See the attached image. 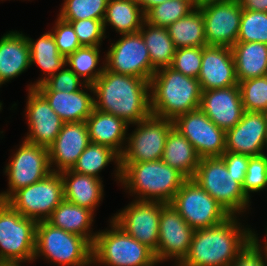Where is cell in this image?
I'll list each match as a JSON object with an SVG mask.
<instances>
[{
  "label": "cell",
  "mask_w": 267,
  "mask_h": 266,
  "mask_svg": "<svg viewBox=\"0 0 267 266\" xmlns=\"http://www.w3.org/2000/svg\"><path fill=\"white\" fill-rule=\"evenodd\" d=\"M94 108L123 119L128 125L151 114L150 82L104 69L92 84Z\"/></svg>",
  "instance_id": "obj_1"
},
{
  "label": "cell",
  "mask_w": 267,
  "mask_h": 266,
  "mask_svg": "<svg viewBox=\"0 0 267 266\" xmlns=\"http://www.w3.org/2000/svg\"><path fill=\"white\" fill-rule=\"evenodd\" d=\"M241 224L239 216H231L217 226L194 230L189 252L179 265L229 266L253 238V230Z\"/></svg>",
  "instance_id": "obj_2"
},
{
  "label": "cell",
  "mask_w": 267,
  "mask_h": 266,
  "mask_svg": "<svg viewBox=\"0 0 267 266\" xmlns=\"http://www.w3.org/2000/svg\"><path fill=\"white\" fill-rule=\"evenodd\" d=\"M200 82L170 67L158 69L150 80L151 114L174 120L200 108Z\"/></svg>",
  "instance_id": "obj_3"
},
{
  "label": "cell",
  "mask_w": 267,
  "mask_h": 266,
  "mask_svg": "<svg viewBox=\"0 0 267 266\" xmlns=\"http://www.w3.org/2000/svg\"><path fill=\"white\" fill-rule=\"evenodd\" d=\"M121 186L135 200L171 203L187 179L162 159L132 164H120Z\"/></svg>",
  "instance_id": "obj_4"
},
{
  "label": "cell",
  "mask_w": 267,
  "mask_h": 266,
  "mask_svg": "<svg viewBox=\"0 0 267 266\" xmlns=\"http://www.w3.org/2000/svg\"><path fill=\"white\" fill-rule=\"evenodd\" d=\"M110 229L99 230L92 244V266H155L154 252L127 234L112 219Z\"/></svg>",
  "instance_id": "obj_5"
},
{
  "label": "cell",
  "mask_w": 267,
  "mask_h": 266,
  "mask_svg": "<svg viewBox=\"0 0 267 266\" xmlns=\"http://www.w3.org/2000/svg\"><path fill=\"white\" fill-rule=\"evenodd\" d=\"M39 257L57 266H92V245L84 237L39 221L33 262Z\"/></svg>",
  "instance_id": "obj_6"
},
{
  "label": "cell",
  "mask_w": 267,
  "mask_h": 266,
  "mask_svg": "<svg viewBox=\"0 0 267 266\" xmlns=\"http://www.w3.org/2000/svg\"><path fill=\"white\" fill-rule=\"evenodd\" d=\"M210 194L231 216H243L249 210V199L242 185L228 171L222 157L201 158L192 178Z\"/></svg>",
  "instance_id": "obj_7"
},
{
  "label": "cell",
  "mask_w": 267,
  "mask_h": 266,
  "mask_svg": "<svg viewBox=\"0 0 267 266\" xmlns=\"http://www.w3.org/2000/svg\"><path fill=\"white\" fill-rule=\"evenodd\" d=\"M37 223L0 201V262L33 263Z\"/></svg>",
  "instance_id": "obj_8"
},
{
  "label": "cell",
  "mask_w": 267,
  "mask_h": 266,
  "mask_svg": "<svg viewBox=\"0 0 267 266\" xmlns=\"http://www.w3.org/2000/svg\"><path fill=\"white\" fill-rule=\"evenodd\" d=\"M172 206L194 230L225 222L231 215L192 178H187L171 201Z\"/></svg>",
  "instance_id": "obj_9"
},
{
  "label": "cell",
  "mask_w": 267,
  "mask_h": 266,
  "mask_svg": "<svg viewBox=\"0 0 267 266\" xmlns=\"http://www.w3.org/2000/svg\"><path fill=\"white\" fill-rule=\"evenodd\" d=\"M64 200L61 174L50 173L46 178L15 191L6 202L22 216L46 221Z\"/></svg>",
  "instance_id": "obj_10"
},
{
  "label": "cell",
  "mask_w": 267,
  "mask_h": 266,
  "mask_svg": "<svg viewBox=\"0 0 267 266\" xmlns=\"http://www.w3.org/2000/svg\"><path fill=\"white\" fill-rule=\"evenodd\" d=\"M12 154L3 171L8 177L9 188L0 192V201H6L18 189L43 180L52 173L46 147L23 140Z\"/></svg>",
  "instance_id": "obj_11"
},
{
  "label": "cell",
  "mask_w": 267,
  "mask_h": 266,
  "mask_svg": "<svg viewBox=\"0 0 267 266\" xmlns=\"http://www.w3.org/2000/svg\"><path fill=\"white\" fill-rule=\"evenodd\" d=\"M134 125V131L127 134V145L120 164L162 159L167 135L174 127L173 120L150 114Z\"/></svg>",
  "instance_id": "obj_12"
},
{
  "label": "cell",
  "mask_w": 267,
  "mask_h": 266,
  "mask_svg": "<svg viewBox=\"0 0 267 266\" xmlns=\"http://www.w3.org/2000/svg\"><path fill=\"white\" fill-rule=\"evenodd\" d=\"M110 44L104 60L107 70L150 82L156 71L152 68L148 48L140 32L123 34L119 40Z\"/></svg>",
  "instance_id": "obj_13"
},
{
  "label": "cell",
  "mask_w": 267,
  "mask_h": 266,
  "mask_svg": "<svg viewBox=\"0 0 267 266\" xmlns=\"http://www.w3.org/2000/svg\"><path fill=\"white\" fill-rule=\"evenodd\" d=\"M197 6L203 14L207 45L232 47L243 11L239 0H212Z\"/></svg>",
  "instance_id": "obj_14"
},
{
  "label": "cell",
  "mask_w": 267,
  "mask_h": 266,
  "mask_svg": "<svg viewBox=\"0 0 267 266\" xmlns=\"http://www.w3.org/2000/svg\"><path fill=\"white\" fill-rule=\"evenodd\" d=\"M163 204V202L133 199L111 219L127 234L155 253L159 241V221Z\"/></svg>",
  "instance_id": "obj_15"
},
{
  "label": "cell",
  "mask_w": 267,
  "mask_h": 266,
  "mask_svg": "<svg viewBox=\"0 0 267 266\" xmlns=\"http://www.w3.org/2000/svg\"><path fill=\"white\" fill-rule=\"evenodd\" d=\"M173 123L200 158L221 157L226 151V131L216 126L200 108L177 116Z\"/></svg>",
  "instance_id": "obj_16"
},
{
  "label": "cell",
  "mask_w": 267,
  "mask_h": 266,
  "mask_svg": "<svg viewBox=\"0 0 267 266\" xmlns=\"http://www.w3.org/2000/svg\"><path fill=\"white\" fill-rule=\"evenodd\" d=\"M194 229L191 228L171 203H164L159 221V241L154 253L159 263L175 260L179 265L187 256Z\"/></svg>",
  "instance_id": "obj_17"
},
{
  "label": "cell",
  "mask_w": 267,
  "mask_h": 266,
  "mask_svg": "<svg viewBox=\"0 0 267 266\" xmlns=\"http://www.w3.org/2000/svg\"><path fill=\"white\" fill-rule=\"evenodd\" d=\"M26 112L29 132L25 141L49 148L65 123L36 89H28Z\"/></svg>",
  "instance_id": "obj_18"
},
{
  "label": "cell",
  "mask_w": 267,
  "mask_h": 266,
  "mask_svg": "<svg viewBox=\"0 0 267 266\" xmlns=\"http://www.w3.org/2000/svg\"><path fill=\"white\" fill-rule=\"evenodd\" d=\"M89 143L86 121L65 122L55 141L48 148L52 172L60 173L72 169Z\"/></svg>",
  "instance_id": "obj_19"
},
{
  "label": "cell",
  "mask_w": 267,
  "mask_h": 266,
  "mask_svg": "<svg viewBox=\"0 0 267 266\" xmlns=\"http://www.w3.org/2000/svg\"><path fill=\"white\" fill-rule=\"evenodd\" d=\"M200 109L219 128L235 127L245 111L239 85L202 91Z\"/></svg>",
  "instance_id": "obj_20"
},
{
  "label": "cell",
  "mask_w": 267,
  "mask_h": 266,
  "mask_svg": "<svg viewBox=\"0 0 267 266\" xmlns=\"http://www.w3.org/2000/svg\"><path fill=\"white\" fill-rule=\"evenodd\" d=\"M197 80L202 91L238 85L231 47L204 46Z\"/></svg>",
  "instance_id": "obj_21"
},
{
  "label": "cell",
  "mask_w": 267,
  "mask_h": 266,
  "mask_svg": "<svg viewBox=\"0 0 267 266\" xmlns=\"http://www.w3.org/2000/svg\"><path fill=\"white\" fill-rule=\"evenodd\" d=\"M267 133V113L244 111L239 123L226 131V151L259 156Z\"/></svg>",
  "instance_id": "obj_22"
},
{
  "label": "cell",
  "mask_w": 267,
  "mask_h": 266,
  "mask_svg": "<svg viewBox=\"0 0 267 266\" xmlns=\"http://www.w3.org/2000/svg\"><path fill=\"white\" fill-rule=\"evenodd\" d=\"M30 48L26 35L15 30L0 38V87L30 68Z\"/></svg>",
  "instance_id": "obj_23"
},
{
  "label": "cell",
  "mask_w": 267,
  "mask_h": 266,
  "mask_svg": "<svg viewBox=\"0 0 267 266\" xmlns=\"http://www.w3.org/2000/svg\"><path fill=\"white\" fill-rule=\"evenodd\" d=\"M75 92L39 91L49 102L51 108L64 122H81L91 115L94 109L92 85L85 84ZM88 91H90L88 93ZM91 94V95H90Z\"/></svg>",
  "instance_id": "obj_24"
},
{
  "label": "cell",
  "mask_w": 267,
  "mask_h": 266,
  "mask_svg": "<svg viewBox=\"0 0 267 266\" xmlns=\"http://www.w3.org/2000/svg\"><path fill=\"white\" fill-rule=\"evenodd\" d=\"M86 123L90 142L109 146L120 156L123 154L130 126L123 119L94 108Z\"/></svg>",
  "instance_id": "obj_25"
},
{
  "label": "cell",
  "mask_w": 267,
  "mask_h": 266,
  "mask_svg": "<svg viewBox=\"0 0 267 266\" xmlns=\"http://www.w3.org/2000/svg\"><path fill=\"white\" fill-rule=\"evenodd\" d=\"M64 199L81 207L96 211L103 201L104 186L102 179L78 174L71 169L60 172Z\"/></svg>",
  "instance_id": "obj_26"
},
{
  "label": "cell",
  "mask_w": 267,
  "mask_h": 266,
  "mask_svg": "<svg viewBox=\"0 0 267 266\" xmlns=\"http://www.w3.org/2000/svg\"><path fill=\"white\" fill-rule=\"evenodd\" d=\"M94 213L64 199L46 221L54 227L84 237L92 245L97 235L92 229Z\"/></svg>",
  "instance_id": "obj_27"
},
{
  "label": "cell",
  "mask_w": 267,
  "mask_h": 266,
  "mask_svg": "<svg viewBox=\"0 0 267 266\" xmlns=\"http://www.w3.org/2000/svg\"><path fill=\"white\" fill-rule=\"evenodd\" d=\"M30 48V64L37 65L44 76L39 78L33 84L30 83L28 89L35 88L36 86L45 82L52 75H55L59 70L66 66V57L61 55L58 51L54 37L48 31L35 40L26 36Z\"/></svg>",
  "instance_id": "obj_28"
},
{
  "label": "cell",
  "mask_w": 267,
  "mask_h": 266,
  "mask_svg": "<svg viewBox=\"0 0 267 266\" xmlns=\"http://www.w3.org/2000/svg\"><path fill=\"white\" fill-rule=\"evenodd\" d=\"M231 50L238 82L267 75V44L236 42Z\"/></svg>",
  "instance_id": "obj_29"
},
{
  "label": "cell",
  "mask_w": 267,
  "mask_h": 266,
  "mask_svg": "<svg viewBox=\"0 0 267 266\" xmlns=\"http://www.w3.org/2000/svg\"><path fill=\"white\" fill-rule=\"evenodd\" d=\"M200 159L194 146L173 127L167 135L162 160L186 178H193Z\"/></svg>",
  "instance_id": "obj_30"
},
{
  "label": "cell",
  "mask_w": 267,
  "mask_h": 266,
  "mask_svg": "<svg viewBox=\"0 0 267 266\" xmlns=\"http://www.w3.org/2000/svg\"><path fill=\"white\" fill-rule=\"evenodd\" d=\"M145 14L136 0H108L103 23L120 35L139 32Z\"/></svg>",
  "instance_id": "obj_31"
},
{
  "label": "cell",
  "mask_w": 267,
  "mask_h": 266,
  "mask_svg": "<svg viewBox=\"0 0 267 266\" xmlns=\"http://www.w3.org/2000/svg\"><path fill=\"white\" fill-rule=\"evenodd\" d=\"M110 162H113L116 169L113 171L116 178L115 181L120 183L121 180V156L109 146L90 142L83 153L78 157L76 164L71 169L72 171L94 176L102 179L99 174L105 167L109 166Z\"/></svg>",
  "instance_id": "obj_32"
},
{
  "label": "cell",
  "mask_w": 267,
  "mask_h": 266,
  "mask_svg": "<svg viewBox=\"0 0 267 266\" xmlns=\"http://www.w3.org/2000/svg\"><path fill=\"white\" fill-rule=\"evenodd\" d=\"M167 31L176 49L207 46L203 14L198 6L169 25Z\"/></svg>",
  "instance_id": "obj_33"
},
{
  "label": "cell",
  "mask_w": 267,
  "mask_h": 266,
  "mask_svg": "<svg viewBox=\"0 0 267 266\" xmlns=\"http://www.w3.org/2000/svg\"><path fill=\"white\" fill-rule=\"evenodd\" d=\"M139 32L148 48L152 68L157 71L164 67H170L176 47L167 28L153 26L144 21Z\"/></svg>",
  "instance_id": "obj_34"
},
{
  "label": "cell",
  "mask_w": 267,
  "mask_h": 266,
  "mask_svg": "<svg viewBox=\"0 0 267 266\" xmlns=\"http://www.w3.org/2000/svg\"><path fill=\"white\" fill-rule=\"evenodd\" d=\"M100 52V46H81L66 57V66L86 84L92 85L105 69V61L98 68Z\"/></svg>",
  "instance_id": "obj_35"
},
{
  "label": "cell",
  "mask_w": 267,
  "mask_h": 266,
  "mask_svg": "<svg viewBox=\"0 0 267 266\" xmlns=\"http://www.w3.org/2000/svg\"><path fill=\"white\" fill-rule=\"evenodd\" d=\"M197 7L194 0H167L148 9L145 14V22L167 28L172 23L188 15Z\"/></svg>",
  "instance_id": "obj_36"
},
{
  "label": "cell",
  "mask_w": 267,
  "mask_h": 266,
  "mask_svg": "<svg viewBox=\"0 0 267 266\" xmlns=\"http://www.w3.org/2000/svg\"><path fill=\"white\" fill-rule=\"evenodd\" d=\"M108 0H64L59 16L63 20H103Z\"/></svg>",
  "instance_id": "obj_37"
},
{
  "label": "cell",
  "mask_w": 267,
  "mask_h": 266,
  "mask_svg": "<svg viewBox=\"0 0 267 266\" xmlns=\"http://www.w3.org/2000/svg\"><path fill=\"white\" fill-rule=\"evenodd\" d=\"M245 111L267 113V75L239 81Z\"/></svg>",
  "instance_id": "obj_38"
},
{
  "label": "cell",
  "mask_w": 267,
  "mask_h": 266,
  "mask_svg": "<svg viewBox=\"0 0 267 266\" xmlns=\"http://www.w3.org/2000/svg\"><path fill=\"white\" fill-rule=\"evenodd\" d=\"M237 42L267 44V12L243 9Z\"/></svg>",
  "instance_id": "obj_39"
},
{
  "label": "cell",
  "mask_w": 267,
  "mask_h": 266,
  "mask_svg": "<svg viewBox=\"0 0 267 266\" xmlns=\"http://www.w3.org/2000/svg\"><path fill=\"white\" fill-rule=\"evenodd\" d=\"M267 187V157L262 154L249 159L247 172L242 184L245 195L251 199L254 192L263 191Z\"/></svg>",
  "instance_id": "obj_40"
},
{
  "label": "cell",
  "mask_w": 267,
  "mask_h": 266,
  "mask_svg": "<svg viewBox=\"0 0 267 266\" xmlns=\"http://www.w3.org/2000/svg\"><path fill=\"white\" fill-rule=\"evenodd\" d=\"M64 21L72 25L81 46H101L103 40L107 38L103 20L81 19Z\"/></svg>",
  "instance_id": "obj_41"
},
{
  "label": "cell",
  "mask_w": 267,
  "mask_h": 266,
  "mask_svg": "<svg viewBox=\"0 0 267 266\" xmlns=\"http://www.w3.org/2000/svg\"><path fill=\"white\" fill-rule=\"evenodd\" d=\"M203 47H184L175 51L170 68L183 75L198 78Z\"/></svg>",
  "instance_id": "obj_42"
},
{
  "label": "cell",
  "mask_w": 267,
  "mask_h": 266,
  "mask_svg": "<svg viewBox=\"0 0 267 266\" xmlns=\"http://www.w3.org/2000/svg\"><path fill=\"white\" fill-rule=\"evenodd\" d=\"M64 66L55 75H52L42 84L36 86L38 91L75 92L85 88V82L81 80L68 66ZM81 86V87H80Z\"/></svg>",
  "instance_id": "obj_43"
},
{
  "label": "cell",
  "mask_w": 267,
  "mask_h": 266,
  "mask_svg": "<svg viewBox=\"0 0 267 266\" xmlns=\"http://www.w3.org/2000/svg\"><path fill=\"white\" fill-rule=\"evenodd\" d=\"M56 19L55 25L50 32L54 37L59 53L67 57L69 54L79 49L81 44L78 41L72 25L59 16H57Z\"/></svg>",
  "instance_id": "obj_44"
},
{
  "label": "cell",
  "mask_w": 267,
  "mask_h": 266,
  "mask_svg": "<svg viewBox=\"0 0 267 266\" xmlns=\"http://www.w3.org/2000/svg\"><path fill=\"white\" fill-rule=\"evenodd\" d=\"M261 245L258 234L253 229V238L229 266H266L265 251Z\"/></svg>",
  "instance_id": "obj_45"
},
{
  "label": "cell",
  "mask_w": 267,
  "mask_h": 266,
  "mask_svg": "<svg viewBox=\"0 0 267 266\" xmlns=\"http://www.w3.org/2000/svg\"><path fill=\"white\" fill-rule=\"evenodd\" d=\"M221 157L228 171L231 172L236 177V181L242 185L251 156L225 151Z\"/></svg>",
  "instance_id": "obj_46"
},
{
  "label": "cell",
  "mask_w": 267,
  "mask_h": 266,
  "mask_svg": "<svg viewBox=\"0 0 267 266\" xmlns=\"http://www.w3.org/2000/svg\"><path fill=\"white\" fill-rule=\"evenodd\" d=\"M242 9L267 12V0H239Z\"/></svg>",
  "instance_id": "obj_47"
},
{
  "label": "cell",
  "mask_w": 267,
  "mask_h": 266,
  "mask_svg": "<svg viewBox=\"0 0 267 266\" xmlns=\"http://www.w3.org/2000/svg\"><path fill=\"white\" fill-rule=\"evenodd\" d=\"M141 6L143 12L145 13L148 9L159 5L167 0H136Z\"/></svg>",
  "instance_id": "obj_48"
},
{
  "label": "cell",
  "mask_w": 267,
  "mask_h": 266,
  "mask_svg": "<svg viewBox=\"0 0 267 266\" xmlns=\"http://www.w3.org/2000/svg\"><path fill=\"white\" fill-rule=\"evenodd\" d=\"M21 262H0V266H21Z\"/></svg>",
  "instance_id": "obj_49"
},
{
  "label": "cell",
  "mask_w": 267,
  "mask_h": 266,
  "mask_svg": "<svg viewBox=\"0 0 267 266\" xmlns=\"http://www.w3.org/2000/svg\"><path fill=\"white\" fill-rule=\"evenodd\" d=\"M264 150V152H263V154L267 157V133H266V139H265V144H264V148H263ZM266 149V150H265ZM266 151V152H265Z\"/></svg>",
  "instance_id": "obj_50"
},
{
  "label": "cell",
  "mask_w": 267,
  "mask_h": 266,
  "mask_svg": "<svg viewBox=\"0 0 267 266\" xmlns=\"http://www.w3.org/2000/svg\"><path fill=\"white\" fill-rule=\"evenodd\" d=\"M266 238H267V228H266ZM264 242H263L262 248L264 249L265 252H267V239Z\"/></svg>",
  "instance_id": "obj_51"
},
{
  "label": "cell",
  "mask_w": 267,
  "mask_h": 266,
  "mask_svg": "<svg viewBox=\"0 0 267 266\" xmlns=\"http://www.w3.org/2000/svg\"><path fill=\"white\" fill-rule=\"evenodd\" d=\"M197 5L206 2V1H212V0H194Z\"/></svg>",
  "instance_id": "obj_52"
},
{
  "label": "cell",
  "mask_w": 267,
  "mask_h": 266,
  "mask_svg": "<svg viewBox=\"0 0 267 266\" xmlns=\"http://www.w3.org/2000/svg\"><path fill=\"white\" fill-rule=\"evenodd\" d=\"M265 262H266V266H267V252H265Z\"/></svg>",
  "instance_id": "obj_53"
}]
</instances>
